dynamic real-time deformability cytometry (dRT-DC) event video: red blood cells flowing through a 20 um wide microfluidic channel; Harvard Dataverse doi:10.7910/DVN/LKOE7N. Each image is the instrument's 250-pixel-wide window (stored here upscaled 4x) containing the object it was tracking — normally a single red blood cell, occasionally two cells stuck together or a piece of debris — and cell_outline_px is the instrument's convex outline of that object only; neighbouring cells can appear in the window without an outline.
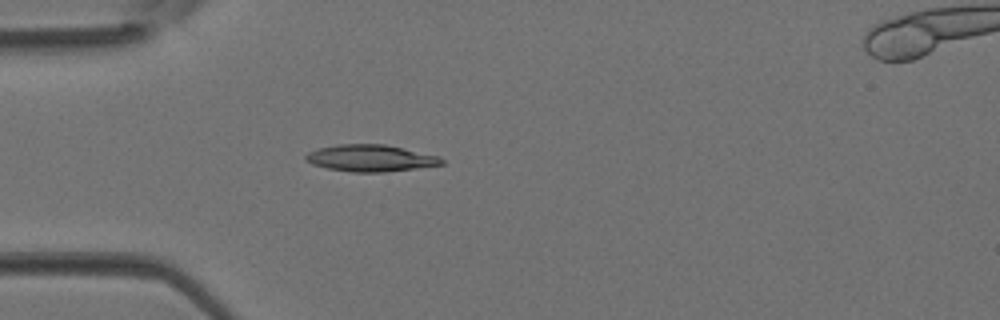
{"species": "Egyptian fruit bat (a non-hibernating species)", "species_latin": "Rousettus aegyptiacus", "temperature_condition": "room temperature", "stored_images_in_passage": 5, "camera_frame_rate_fps": 3000, "um_per_image_px": 0.085, "animal": {"sex": "female"}, "frame": {"image": 1, "passage_image": 4, "time_ms": 1.0, "image_size_px": [1000, 320], "cell_outline_px": [[444, 164], [384, 172], [352, 172], [328, 168], [312, 164], [304, 160], [304, 156], [308, 152], [320, 148], [336, 144], [384, 144], [440, 156], [444, 160]], "centroid_in_image_um": [31.48, 13.44], "position_along_channel_um": 53.5, "area_um2": 21.1}}